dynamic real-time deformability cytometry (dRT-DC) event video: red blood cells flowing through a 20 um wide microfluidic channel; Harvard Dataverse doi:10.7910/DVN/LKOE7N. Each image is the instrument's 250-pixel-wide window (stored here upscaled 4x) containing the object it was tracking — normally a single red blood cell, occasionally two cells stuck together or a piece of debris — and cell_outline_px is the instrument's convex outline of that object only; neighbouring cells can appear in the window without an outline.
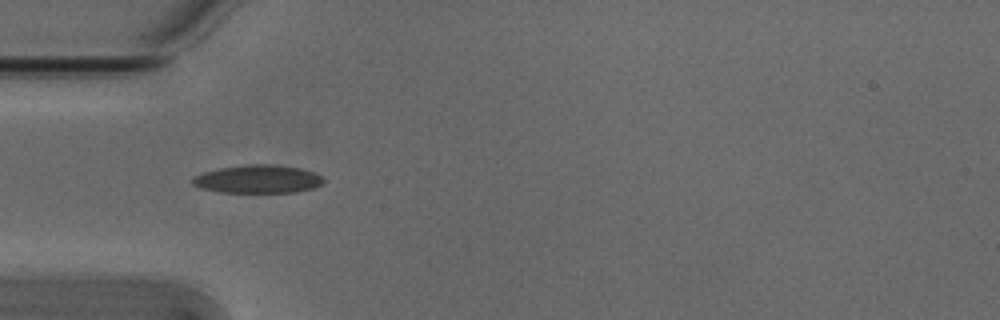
{"species": "Egyptian fruit bat (a non-hibernating species)", "species_latin": "Rousettus aegyptiacus", "temperature_condition": "cold", "stored_images_in_passage": 27, "camera_frame_rate_fps": 3000, "um_per_image_px": 0.085, "animal": {"sex": "male"}, "frame": {"image": 1, "passage_image": 1, "time_ms": 0.0, "image_size_px": [1000, 320], "cell_outline_px": [[324, 180], [320, 184], [312, 188], [296, 192], [220, 192], [200, 188], [192, 184], [192, 176], [204, 172], [220, 168], [244, 164], [272, 164], [300, 168], [312, 172], [320, 176]], "centroid_in_image_um": [21.86, 15.22], "position_along_channel_um": 63.1, "area_um2": 21.39}}
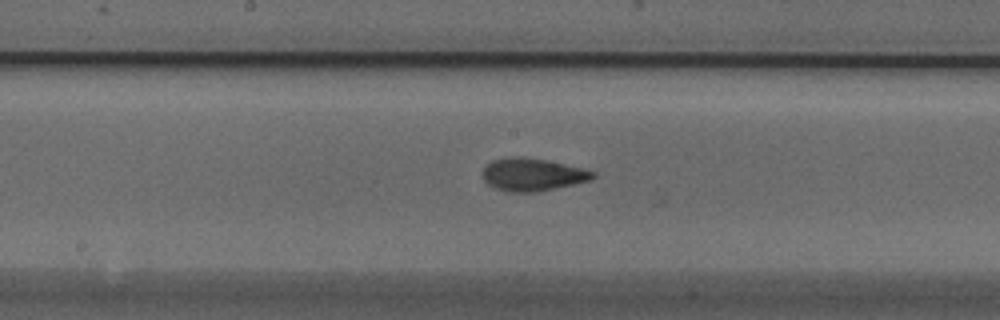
{"frame": {"image": 2, "passage_image": 12, "time_ms": 3.667, "image_size_px": [1000, 320], "cell_outline_px": [[596, 176], [592, 180], [556, 188], [532, 192], [512, 192], [496, 188], [488, 184], [484, 180], [484, 168], [492, 160], [512, 156], [524, 156], [584, 168], [596, 172]], "centroid_in_image_um": [45.3, 14.83], "position_along_channel_um": 202.9, "area_um2": 20.87}}
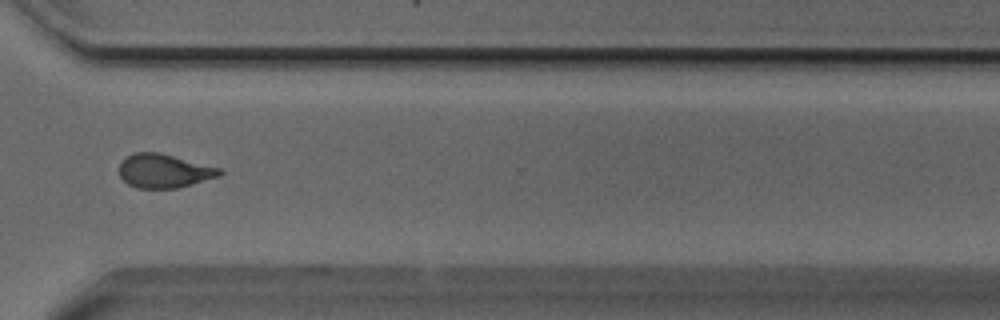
{"frame": {"image": 3, "passage_image": 24, "time_ms": 7.667, "image_size_px": [1000, 320], "cell_outline_px": [[224, 172], [220, 176], [192, 184], [176, 188], [136, 188], [128, 184], [120, 176], [120, 164], [124, 156], [136, 152], [156, 152], [224, 168]], "centroid_in_image_um": [13.97, 14.52], "position_along_channel_um": 356.6, "area_um2": 19.88}, "authors_computed_cell_mechanics": {"area_um2": 20.1722, "velocity_mm_per_s": 3.8481, "shape_relaxation_time_tau1_ms": 6.0772, "shape_relaxation_time_tau2_ms": 2.056, "deformation_change_tau1": 0.1753, "deformation_change_tau2": 0.0884}}